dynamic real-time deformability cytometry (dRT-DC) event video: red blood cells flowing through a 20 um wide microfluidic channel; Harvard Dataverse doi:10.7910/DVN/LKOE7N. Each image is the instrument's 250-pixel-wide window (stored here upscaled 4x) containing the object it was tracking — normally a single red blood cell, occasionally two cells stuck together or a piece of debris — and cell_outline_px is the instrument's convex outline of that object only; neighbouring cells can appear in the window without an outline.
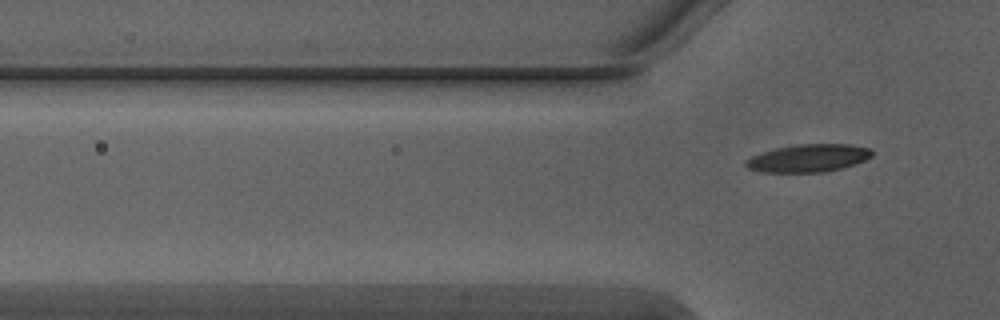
{"species": "Egyptian fruit bat (a non-hibernating species)", "species_latin": "Rousettus aegyptiacus", "temperature_condition": "warm", "stored_images_in_passage": 5, "segment_of_instrument_passage": [2, 2], "camera_frame_rate_fps": 3000, "um_per_image_px": 0.085, "animal": {"sex": "male"}, "frame": {"image": 1, "passage_image": 5, "time_ms": 1.333, "image_size_px": [1000, 320], "cell_outline_px": [[872, 156], [856, 164], [844, 168], [824, 172], [764, 172], [748, 168], [744, 164], [744, 160], [752, 156], [776, 148], [800, 144], [848, 144], [868, 148], [872, 152]], "centroid_in_image_um": [68.72, 13.45], "position_along_channel_um": 57.1, "area_um2": 20.29}}